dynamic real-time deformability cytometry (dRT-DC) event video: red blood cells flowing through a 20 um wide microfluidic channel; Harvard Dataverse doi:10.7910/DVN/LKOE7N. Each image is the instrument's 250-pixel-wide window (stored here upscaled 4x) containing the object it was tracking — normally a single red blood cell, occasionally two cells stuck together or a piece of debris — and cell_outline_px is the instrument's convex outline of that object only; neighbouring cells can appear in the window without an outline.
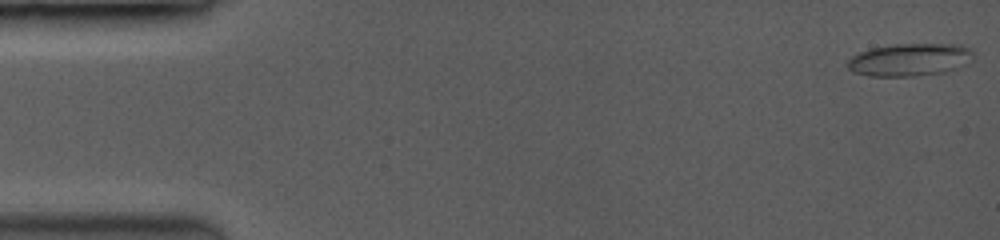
{"species": "common noctule bat (a hibernating species)", "species_latin": "Nyctalus noctula", "temperature_condition": "room temperature", "stored_images_in_passage": 8, "camera_frame_rate_fps": 3500, "um_per_image_px": 0.085, "animal": {"sex": "female", "body_mass_g": 19.0, "forearm_length_mm": 53.3}, "frame": {"image": 1, "passage_image": 1, "time_ms": 0.0, "image_size_px": [1000, 240], "cell_outline_px": [[972, 64], [948, 72], [912, 76], [868, 76], [852, 72], [848, 68], [848, 60], [860, 52], [872, 48], [896, 44], [932, 44], [964, 48], [972, 52]], "centroid_in_image_um": [77.31, 5.11], "position_along_channel_um": 7.7, "area_um2": 23.64}}
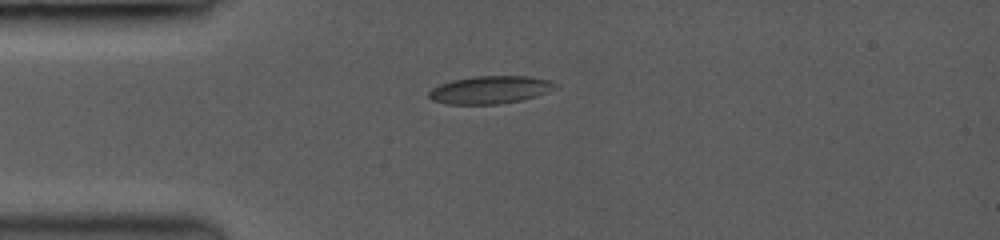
{"frame": {"image": 2, "passage_image": 7, "time_ms": 4.0, "image_size_px": [1000, 240], "cell_outline_px": [[552, 84], [544, 92], [536, 96], [520, 100], [500, 104], [448, 104], [432, 100], [428, 96], [428, 92], [432, 88], [440, 84], [452, 80], [476, 76], [528, 76], [548, 80]], "centroid_in_image_um": [41.52, 7.64], "position_along_channel_um": 43.5, "area_um2": 19.88}}